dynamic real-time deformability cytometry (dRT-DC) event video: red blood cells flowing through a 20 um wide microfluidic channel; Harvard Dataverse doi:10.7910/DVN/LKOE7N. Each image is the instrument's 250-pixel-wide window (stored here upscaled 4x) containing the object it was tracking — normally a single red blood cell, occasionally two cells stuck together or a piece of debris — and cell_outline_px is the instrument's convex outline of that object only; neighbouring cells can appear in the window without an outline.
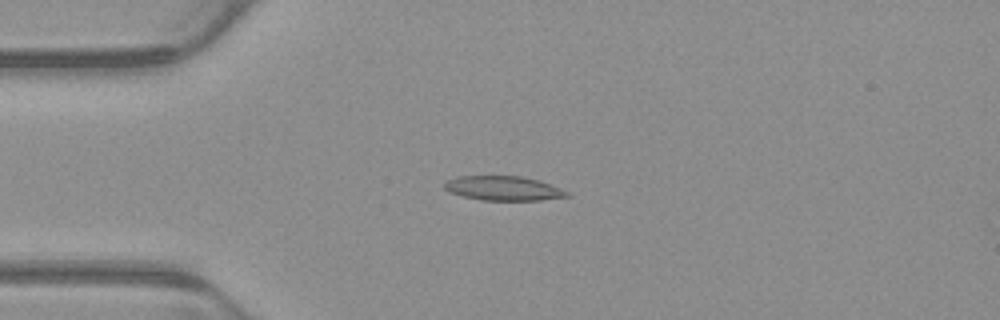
{"species": "common noctule bat (a hibernating species)", "species_latin": "Nyctalus noctula", "temperature_condition": "warm", "stored_images_in_passage": 5, "camera_frame_rate_fps": 3000, "um_per_image_px": 0.085, "animal": {"sex": "male", "body_mass_g": 23.1, "forearm_length_mm": 52.7}, "frame": {"image": 1, "passage_image": 4, "time_ms": 1.0, "image_size_px": [1000, 320], "cell_outline_px": [[572, 196], [540, 200], [480, 200], [448, 192], [444, 188], [444, 180], [456, 176], [520, 176], [540, 180], [560, 188], [568, 192]], "centroid_in_image_um": [42.76, 16.0], "position_along_channel_um": 42.2, "area_um2": 17.57}}